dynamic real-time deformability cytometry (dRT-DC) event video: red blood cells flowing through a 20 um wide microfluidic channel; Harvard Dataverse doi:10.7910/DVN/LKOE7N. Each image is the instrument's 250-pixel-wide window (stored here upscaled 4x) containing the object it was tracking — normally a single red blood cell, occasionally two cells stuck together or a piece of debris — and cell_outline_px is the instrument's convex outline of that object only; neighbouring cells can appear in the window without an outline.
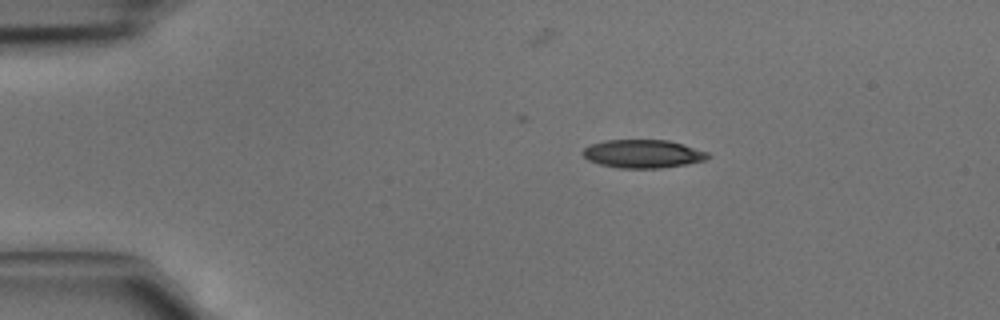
{"species": "common noctule bat (a hibernating species)", "species_latin": "Nyctalus noctula", "temperature_condition": "cold", "stored_images_in_passage": 3, "camera_frame_rate_fps": 3000, "um_per_image_px": 0.085, "animal": {"sex": "male", "body_mass_g": 15.6}, "frame": {"image": 1, "passage_image": 2, "time_ms": 0.333, "image_size_px": [1000, 320], "cell_outline_px": [[712, 156], [704, 160], [684, 164], [660, 168], [616, 168], [600, 164], [588, 160], [580, 152], [584, 148], [592, 144], [604, 140], [668, 140], [684, 144], [708, 152]], "centroid_in_image_um": [54.63, 13.07], "position_along_channel_um": 30.4, "area_um2": 20.63}}